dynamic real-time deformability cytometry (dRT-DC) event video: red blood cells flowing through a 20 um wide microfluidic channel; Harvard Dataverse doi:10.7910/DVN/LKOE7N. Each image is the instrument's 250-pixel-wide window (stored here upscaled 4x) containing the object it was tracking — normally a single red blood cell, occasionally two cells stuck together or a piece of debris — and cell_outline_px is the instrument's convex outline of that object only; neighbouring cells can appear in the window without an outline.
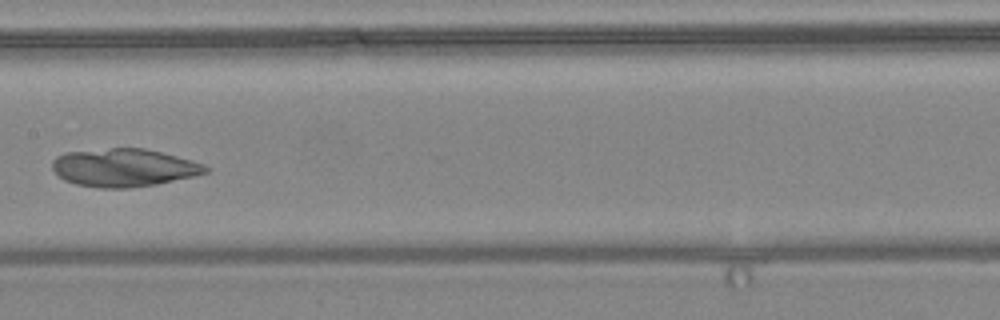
{"species": "common noctule bat (a hibernating species)", "species_latin": "Nyctalus noctula", "temperature_condition": "warm", "stored_images_in_passage": 7, "camera_frame_rate_fps": 3000, "um_per_image_px": 0.085, "animal": {"sex": "female", "body_mass_g": 24.6, "forearm_length_mm": 56.2}, "frame": {"image": 1, "passage_image": 7, "time_ms": 8.0, "image_size_px": [1000, 320], "cell_outline_px": [[208, 172], [192, 176], [156, 184], [128, 188], [100, 188], [76, 184], [64, 180], [52, 168], [52, 160], [56, 156], [64, 152], [112, 148], [144, 148], [192, 160], [204, 164], [208, 168]], "centroid_in_image_um": [10.5, 14.25], "position_along_channel_um": 196.9, "area_um2": 33.76}}